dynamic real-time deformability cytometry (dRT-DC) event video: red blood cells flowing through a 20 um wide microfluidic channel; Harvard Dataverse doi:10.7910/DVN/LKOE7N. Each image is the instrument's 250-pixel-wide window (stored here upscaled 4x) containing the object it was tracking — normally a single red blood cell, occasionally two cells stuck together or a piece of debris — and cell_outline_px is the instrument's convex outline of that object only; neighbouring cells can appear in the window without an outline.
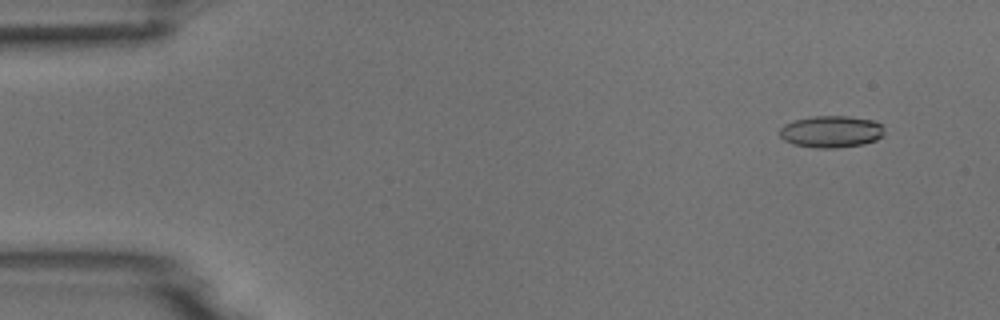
{"species": "common noctule bat (a hibernating species)", "species_latin": "Nyctalus noctula", "temperature_condition": "room temperature", "stored_images_in_passage": 54, "camera_frame_rate_fps": 3000, "um_per_image_px": 0.085, "animal": {"sex": "male", "body_mass_g": 18.8}, "frame": {"image": 1, "passage_image": 5, "time_ms": 1.333, "image_size_px": [1000, 320], "cell_outline_px": [[884, 136], [876, 140], [864, 144], [836, 148], [816, 148], [792, 144], [784, 140], [780, 136], [780, 128], [784, 124], [796, 120], [812, 116], [848, 116], [876, 120], [880, 124], [884, 132]], "centroid_in_image_um": [70.67, 11.19], "position_along_channel_um": 14.3, "area_um2": 19.59}}
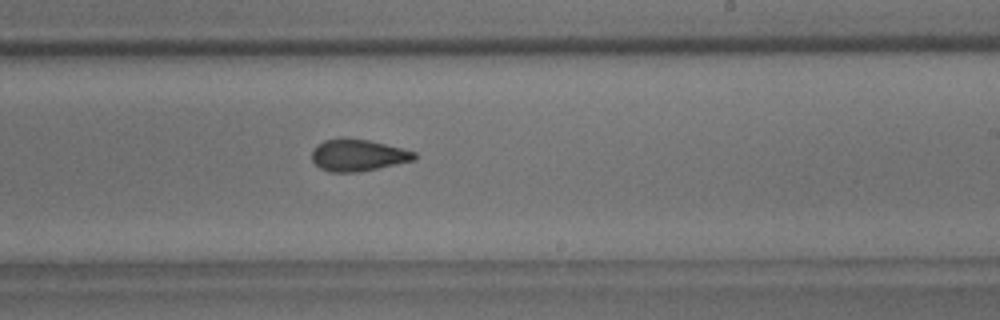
{"frame": {"image": 2, "passage_image": 33, "time_ms": 10.667, "image_size_px": [1000, 320], "cell_outline_px": [[416, 160], [360, 172], [332, 172], [320, 168], [312, 160], [312, 148], [316, 144], [324, 140], [340, 136], [348, 136], [368, 140], [416, 152]], "centroid_in_image_um": [30.38, 13.17], "position_along_channel_um": 258.6, "area_um2": 19.36}}
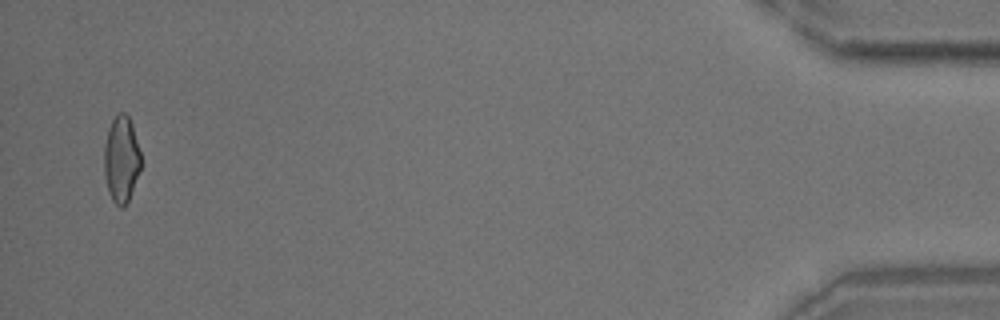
{"frame": {"image": 3, "passage_image": 53, "time_ms": 17.333, "image_size_px": [1000, 320], "cell_outline_px": [[140, 168], [128, 200], [120, 208], [112, 200], [108, 192], [104, 176], [104, 144], [108, 128], [112, 120], [120, 112], [124, 112], [128, 116], [132, 124], [140, 152]], "centroid_in_image_um": [10.28, 13.52], "position_along_channel_um": 424.9, "area_um2": 18.32}}